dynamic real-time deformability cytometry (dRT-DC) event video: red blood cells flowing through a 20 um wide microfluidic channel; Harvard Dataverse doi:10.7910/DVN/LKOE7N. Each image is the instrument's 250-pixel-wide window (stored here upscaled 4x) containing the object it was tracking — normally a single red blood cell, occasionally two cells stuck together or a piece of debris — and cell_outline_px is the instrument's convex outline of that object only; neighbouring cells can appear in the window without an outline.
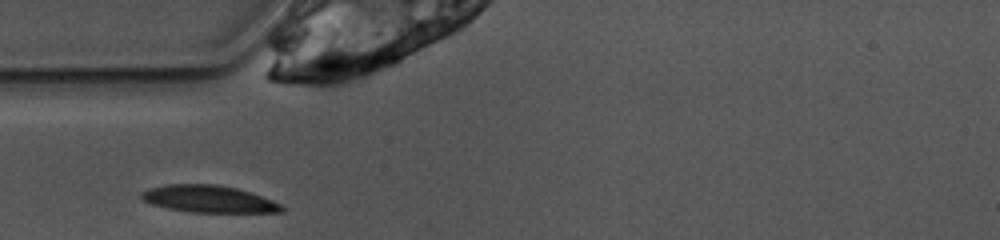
{"species": "common noctule bat (a hibernating species)", "species_latin": "Nyctalus noctula", "temperature_condition": "warm", "stored_images_in_passage": 24, "camera_frame_rate_fps": 3000, "um_per_image_px": 0.085, "animal": {"sex": "female", "body_mass_g": 10.0, "forearm_length_mm": 53.1}, "frame": {"image": 1, "passage_image": 1, "time_ms": 0.0, "image_size_px": [1000, 240], "cell_outline_px": [[284, 212], [192, 212], [168, 208], [152, 204], [144, 200], [140, 196], [140, 192], [148, 188], [168, 184], [216, 184], [236, 188], [272, 200], [280, 204], [284, 208]], "centroid_in_image_um": [17.71, 16.91], "position_along_channel_um": 67.3, "area_um2": 21.91}}
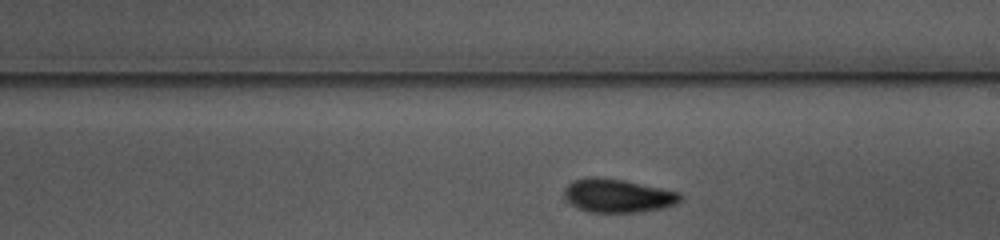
{"frame": {"image": 2, "passage_image": 14, "time_ms": 4.333, "image_size_px": [1000, 240], "cell_outline_px": [[684, 196], [676, 204], [664, 208], [640, 212], [588, 212], [576, 208], [564, 196], [564, 188], [572, 180], [588, 176], [600, 176], [624, 180], [680, 192]], "centroid_in_image_um": [52.5, 16.62], "position_along_channel_um": 236.5, "area_um2": 23.0}}
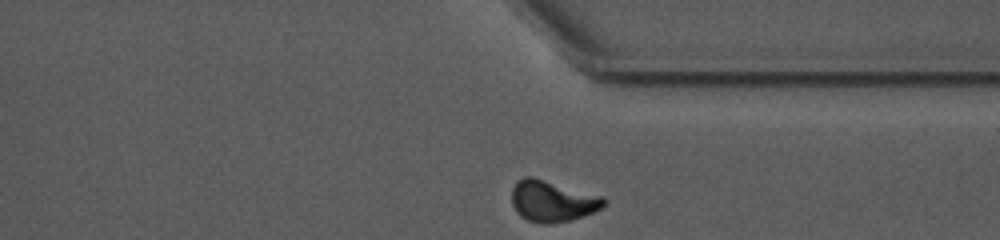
{"frame": {"image": 3, "passage_image": 24, "time_ms": 7.667, "image_size_px": [1000, 240], "cell_outline_px": [[608, 200], [600, 208], [592, 212], [568, 220], [552, 224], [544, 224], [528, 220], [520, 216], [516, 212], [512, 204], [512, 188], [516, 180], [524, 176], [532, 176], [604, 196]], "centroid_in_image_um": [46.92, 17.07], "position_along_channel_um": 364.5, "area_um2": 22.2}}